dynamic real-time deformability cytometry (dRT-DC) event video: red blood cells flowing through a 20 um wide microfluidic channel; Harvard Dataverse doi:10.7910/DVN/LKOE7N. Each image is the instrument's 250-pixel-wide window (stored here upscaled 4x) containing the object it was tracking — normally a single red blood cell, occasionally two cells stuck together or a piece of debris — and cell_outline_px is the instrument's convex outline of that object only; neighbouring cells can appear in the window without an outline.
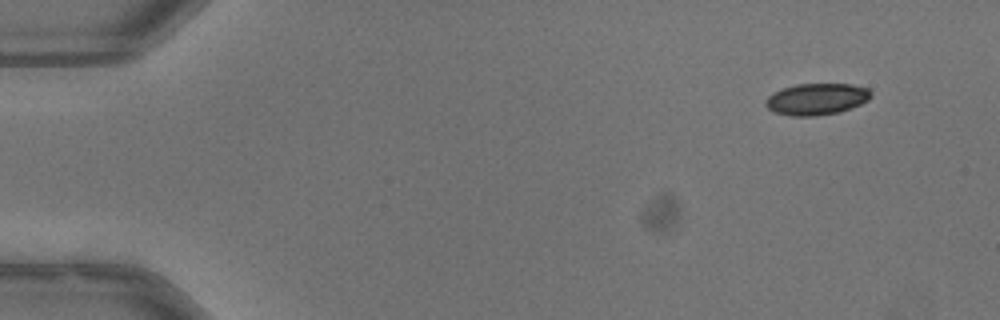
{"species": "common noctule bat (a hibernating species)", "species_latin": "Nyctalus noctula", "temperature_condition": "warm", "stored_images_in_passage": 49, "camera_frame_rate_fps": 3000, "um_per_image_px": 0.085, "animal": {"sex": "male", "body_mass_g": 13.3}, "frame": {"image": 1, "passage_image": 1, "time_ms": 0.0, "image_size_px": [1000, 320], "cell_outline_px": [[872, 96], [868, 100], [860, 104], [840, 112], [812, 116], [792, 116], [772, 112], [764, 104], [768, 96], [784, 88], [796, 84], [852, 84], [868, 88], [872, 92]], "centroid_in_image_um": [69.43, 8.42], "position_along_channel_um": 15.6, "area_um2": 19.36}}
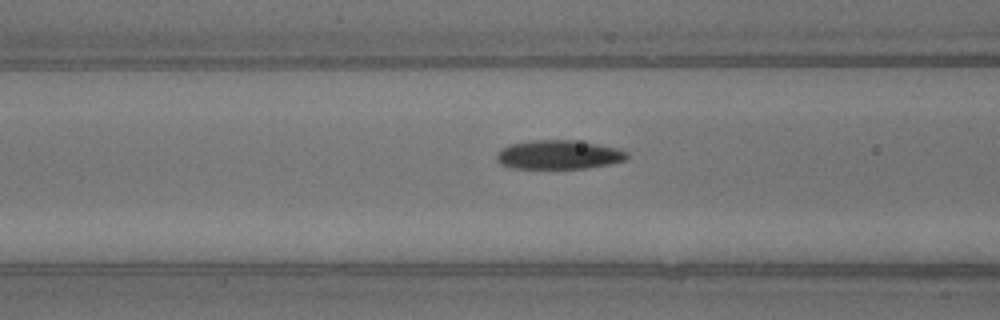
{"frame": {"image": 2, "passage_image": 18, "time_ms": 5.667, "image_size_px": [1000, 320], "cell_outline_px": [[628, 160], [588, 168], [512, 168], [500, 164], [496, 160], [496, 152], [508, 144], [528, 140], [572, 140], [620, 148], [628, 152]], "centroid_in_image_um": [47.47, 13.14], "position_along_channel_um": 119.1, "area_um2": 22.25}}
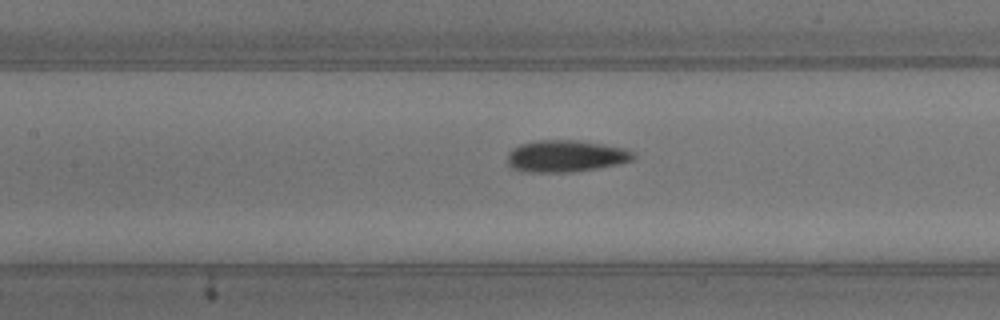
{"frame": {"image": 3, "passage_image": 21, "time_ms": 6.667, "image_size_px": [1000, 320], "cell_outline_px": [[636, 156], [632, 160], [620, 164], [596, 168], [568, 172], [528, 172], [512, 168], [508, 164], [508, 152], [512, 148], [520, 144], [536, 140], [576, 140], [604, 144], [624, 148], [632, 152]], "centroid_in_image_um": [48.08, 13.26], "position_along_channel_um": 159.3, "area_um2": 23.35}, "authors_computed_cell_mechanics": {"area_um2": 21.8484, "velocity_mm_per_s": 3.993, "shape_relaxation_time_tau1_ms": 5.7054, "shape_relaxation_time_tau2_ms": 2.9304, "deformation_change_tau1": 0.1466, "deformation_change_tau2": 0.1125}}